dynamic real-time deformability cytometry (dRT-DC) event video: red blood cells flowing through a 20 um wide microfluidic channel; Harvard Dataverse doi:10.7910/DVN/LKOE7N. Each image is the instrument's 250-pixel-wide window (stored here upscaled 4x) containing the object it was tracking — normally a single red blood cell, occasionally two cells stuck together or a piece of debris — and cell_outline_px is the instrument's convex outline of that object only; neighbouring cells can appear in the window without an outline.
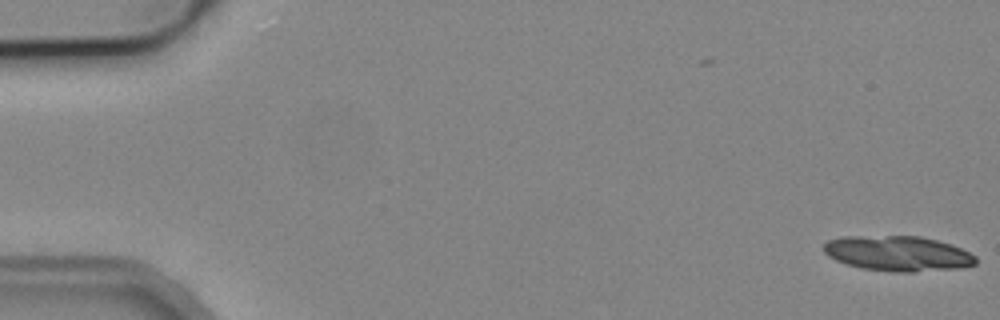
{"species": "common noctule bat (a hibernating species)", "species_latin": "Nyctalus noctula", "temperature_condition": "cold", "stored_images_in_passage": 6, "camera_frame_rate_fps": 3000, "um_per_image_px": 0.085, "animal": {"sex": "male", "body_mass_g": 19.2, "forearm_length_mm": 51.8}, "frame": {"image": 1, "passage_image": 1, "time_ms": 0.0, "image_size_px": [1000, 320], "cell_outline_px": [[976, 264], [964, 268], [912, 272], [892, 272], [864, 268], [848, 264], [836, 260], [828, 256], [824, 252], [824, 244], [828, 240], [840, 236], [920, 236], [952, 244], [976, 256]], "centroid_in_image_um": [76.34, 21.54], "position_along_channel_um": 8.7, "area_um2": 31.27}}